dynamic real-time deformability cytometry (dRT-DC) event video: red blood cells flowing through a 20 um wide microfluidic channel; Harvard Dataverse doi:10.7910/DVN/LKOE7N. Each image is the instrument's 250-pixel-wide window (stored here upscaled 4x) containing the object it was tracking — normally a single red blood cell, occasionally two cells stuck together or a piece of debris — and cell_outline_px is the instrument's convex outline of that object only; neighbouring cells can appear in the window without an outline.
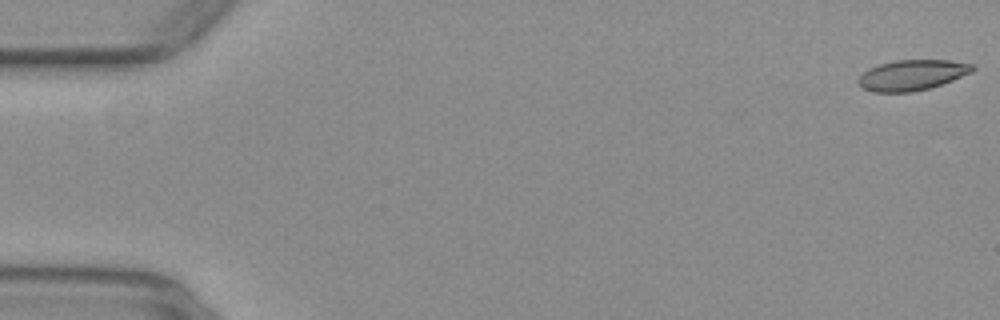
{"species": "common noctule bat (a hibernating species)", "species_latin": "Nyctalus noctula", "temperature_condition": "warm", "stored_images_in_passage": 53, "camera_frame_rate_fps": 3000, "um_per_image_px": 0.085, "animal": {"sex": "female", "body_mass_g": 29.2, "forearm_length_mm": 56.3}, "frame": {"image": 1, "passage_image": 1, "time_ms": 0.0, "image_size_px": [1000, 320], "cell_outline_px": [[976, 68], [972, 72], [952, 80], [928, 88], [912, 92], [876, 92], [860, 88], [856, 80], [868, 68], [880, 64], [896, 60], [948, 60], [976, 64]], "centroid_in_image_um": [77.52, 6.37], "position_along_channel_um": 7.5, "area_um2": 20.35}}
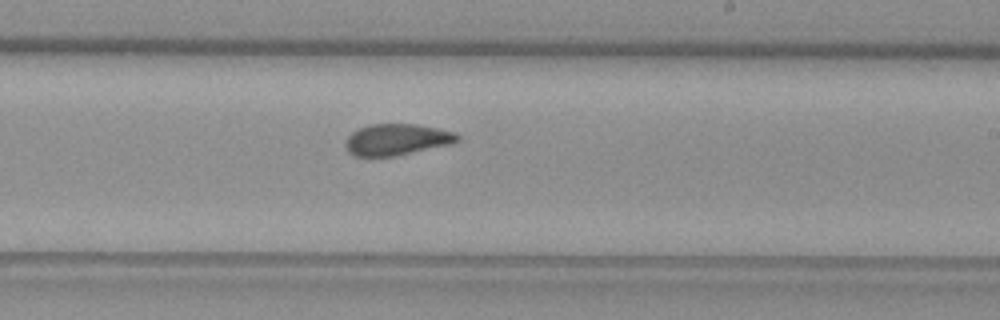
{"frame": {"image": 2, "passage_image": 32, "time_ms": 10.333, "image_size_px": [1000, 320], "cell_outline_px": [[460, 140], [452, 144], [392, 156], [356, 156], [348, 152], [344, 144], [348, 136], [352, 132], [368, 124], [420, 124], [440, 128], [456, 132], [460, 136]], "centroid_in_image_um": [33.76, 11.84], "position_along_channel_um": 255.2, "area_um2": 20.58}}
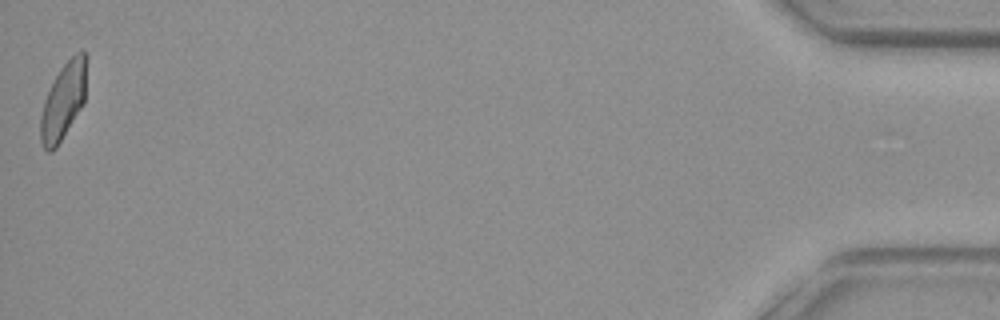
{"frame": {"image": 3, "passage_image": 53, "time_ms": 17.333, "image_size_px": [1000, 320], "cell_outline_px": [[88, 60], [84, 104], [56, 148], [52, 152], [48, 152], [44, 148], [40, 140], [40, 116], [44, 100], [60, 68], [76, 52], [84, 52], [88, 56]], "centroid_in_image_um": [5.41, 8.58], "position_along_channel_um": 429.8, "area_um2": 20.75}, "authors_computed_cell_mechanics": {"area_um2": 20.8658, "velocity_mm_per_s": 3.9311, "shape_relaxation_time_tau1_ms": 8.3325, "shape_relaxation_time_tau2_ms": 1.986, "deformation_change_tau1": 0.1827, "deformation_change_tau2": 0.0653}}